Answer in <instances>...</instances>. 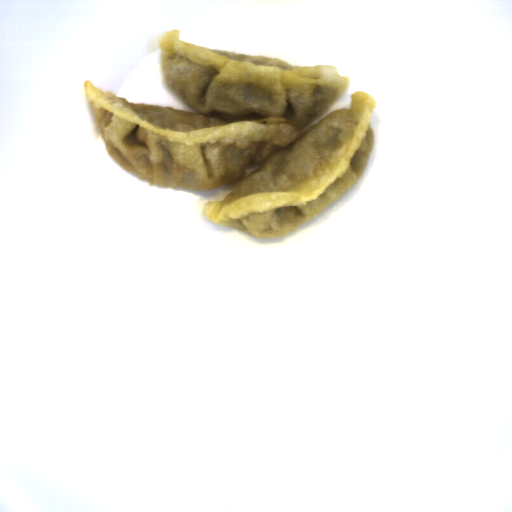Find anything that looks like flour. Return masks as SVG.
I'll list each match as a JSON object with an SVG mask.
<instances>
[{"mask_svg": "<svg viewBox=\"0 0 512 512\" xmlns=\"http://www.w3.org/2000/svg\"><path fill=\"white\" fill-rule=\"evenodd\" d=\"M180 31L160 37L158 65L193 110L132 103L85 79L91 129L113 162L149 187L235 184L205 202L202 217L264 239L297 231L358 183L374 147L369 92L311 125L349 86L334 65L199 46Z\"/></svg>", "mask_w": 512, "mask_h": 512, "instance_id": "1", "label": "flour"}]
</instances>
